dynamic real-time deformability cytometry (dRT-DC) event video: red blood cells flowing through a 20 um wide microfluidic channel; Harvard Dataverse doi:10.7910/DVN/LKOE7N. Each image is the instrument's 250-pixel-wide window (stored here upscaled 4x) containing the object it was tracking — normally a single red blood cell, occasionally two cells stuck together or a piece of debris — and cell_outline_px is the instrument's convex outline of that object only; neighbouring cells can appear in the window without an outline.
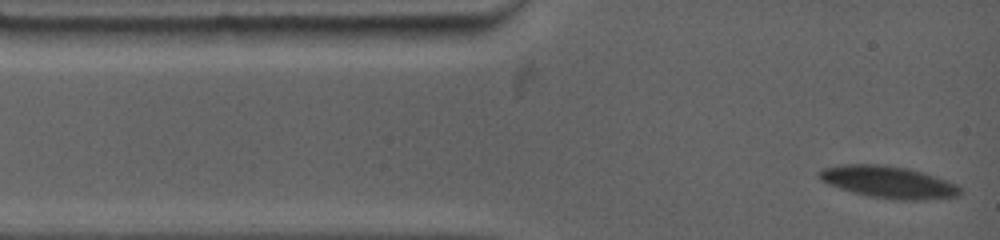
{"species": "common noctule bat (a hibernating species)", "species_latin": "Nyctalus noctula", "temperature_condition": "warm", "stored_images_in_passage": 8, "camera_frame_rate_fps": 4500, "um_per_image_px": 0.085, "animal": {"sex": "female", "body_mass_g": 19.0, "forearm_length_mm": 53.3}, "frame": {"image": 1, "passage_image": 1, "time_ms": 0.0, "image_size_px": [1000, 240], "cell_outline_px": [[960, 192], [956, 196], [916, 200], [896, 200], [872, 196], [852, 192], [828, 184], [820, 180], [820, 172], [824, 168], [844, 164], [880, 164], [908, 168], [944, 180], [960, 188]], "centroid_in_image_um": [75.45, 15.47], "position_along_channel_um": 9.5, "area_um2": 25.55}}
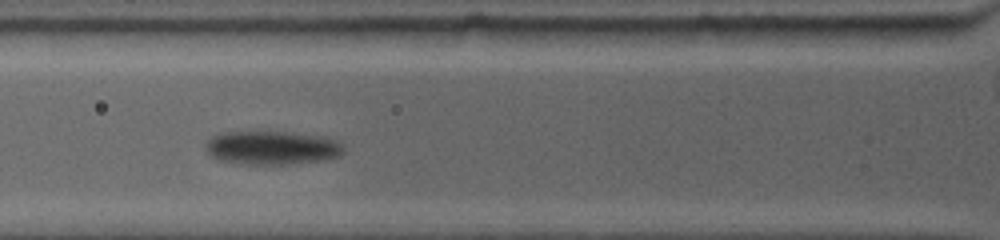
{"frame": {"image": 2, "passage_image": 7, "time_ms": 3.778, "image_size_px": [1000, 240], "cell_outline_px": [[344, 152], [340, 156], [320, 160], [288, 164], [240, 164], [220, 160], [212, 156], [208, 152], [204, 144], [212, 136], [220, 132], [292, 132], [320, 136], [340, 140], [344, 144]], "centroid_in_image_um": [23.14, 12.55], "position_along_channel_um": 102.7, "area_um2": 27.22}}
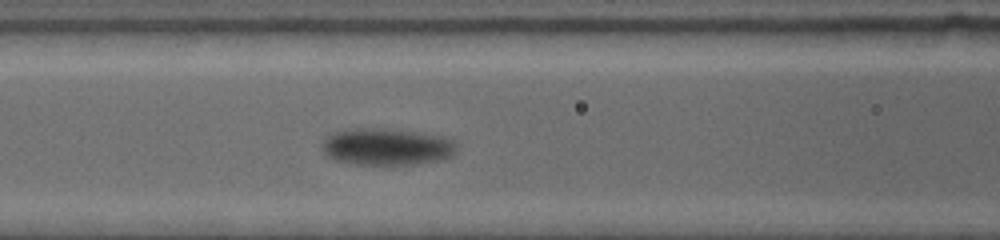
{"frame": {"image": 3, "passage_image": 8, "time_ms": 4.667, "image_size_px": [1000, 240], "cell_outline_px": [[456, 148], [452, 156], [440, 160], [412, 164], [356, 164], [336, 160], [328, 156], [320, 148], [324, 136], [328, 132], [348, 128], [388, 128], [420, 132], [444, 136], [452, 140]], "centroid_in_image_um": [32.8, 12.44], "position_along_channel_um": 133.8, "area_um2": 29.36}}